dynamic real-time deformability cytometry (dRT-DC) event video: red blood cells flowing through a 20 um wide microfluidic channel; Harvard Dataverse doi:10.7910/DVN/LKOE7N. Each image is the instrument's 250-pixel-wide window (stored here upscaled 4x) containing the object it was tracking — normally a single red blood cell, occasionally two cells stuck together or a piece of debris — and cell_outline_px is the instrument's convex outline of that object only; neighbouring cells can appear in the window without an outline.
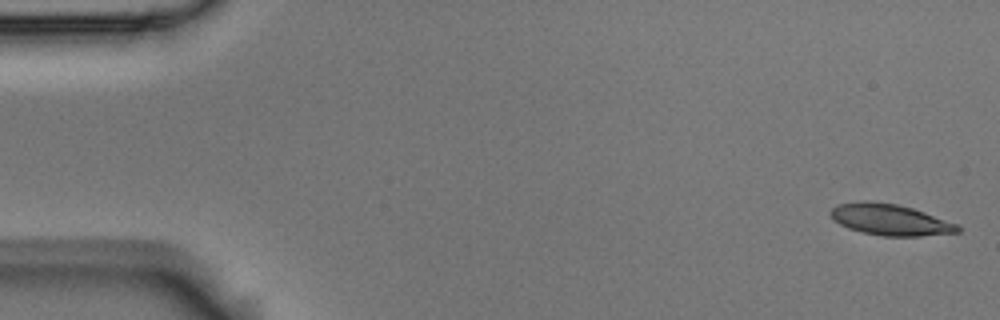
{"species": "Egyptian fruit bat (a non-hibernating species)", "species_latin": "Rousettus aegyptiacus", "temperature_condition": "room temperature", "stored_images_in_passage": 5, "camera_frame_rate_fps": 3000, "um_per_image_px": 0.085, "animal": {"sex": "male"}, "frame": {"image": 1, "passage_image": 1, "time_ms": 0.0, "image_size_px": [1000, 320], "cell_outline_px": [[960, 232], [920, 236], [884, 236], [860, 232], [848, 228], [832, 220], [828, 212], [836, 204], [860, 200], [864, 200], [896, 204], [912, 208], [960, 224]], "centroid_in_image_um": [75.63, 18.67], "position_along_channel_um": 9.4, "area_um2": 23.41}}